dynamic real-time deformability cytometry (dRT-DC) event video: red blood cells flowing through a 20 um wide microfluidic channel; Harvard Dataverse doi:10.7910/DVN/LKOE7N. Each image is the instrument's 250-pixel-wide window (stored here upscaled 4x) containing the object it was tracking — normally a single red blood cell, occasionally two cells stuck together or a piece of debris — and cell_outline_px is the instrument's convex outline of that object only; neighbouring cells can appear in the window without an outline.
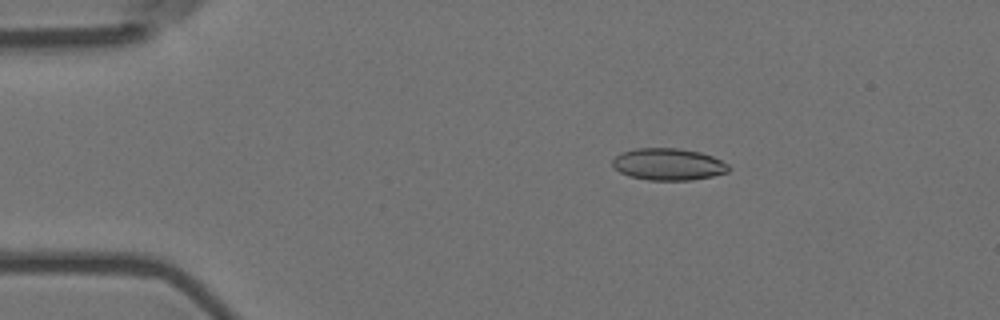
{"species": "Egyptian fruit bat (a non-hibernating species)", "species_latin": "Rousettus aegyptiacus", "temperature_condition": "room temperature", "stored_images_in_passage": 4, "camera_frame_rate_fps": 3000, "um_per_image_px": 0.085, "animal": {"sex": "female"}, "frame": {"image": 1, "passage_image": 2, "time_ms": 0.333, "image_size_px": [1000, 320], "cell_outline_px": [[728, 172], [712, 176], [692, 180], [648, 180], [628, 176], [612, 168], [612, 160], [620, 152], [636, 148], [680, 148], [700, 152], [712, 156], [728, 164]], "centroid_in_image_um": [56.76, 13.96], "position_along_channel_um": 28.2, "area_um2": 21.73}}